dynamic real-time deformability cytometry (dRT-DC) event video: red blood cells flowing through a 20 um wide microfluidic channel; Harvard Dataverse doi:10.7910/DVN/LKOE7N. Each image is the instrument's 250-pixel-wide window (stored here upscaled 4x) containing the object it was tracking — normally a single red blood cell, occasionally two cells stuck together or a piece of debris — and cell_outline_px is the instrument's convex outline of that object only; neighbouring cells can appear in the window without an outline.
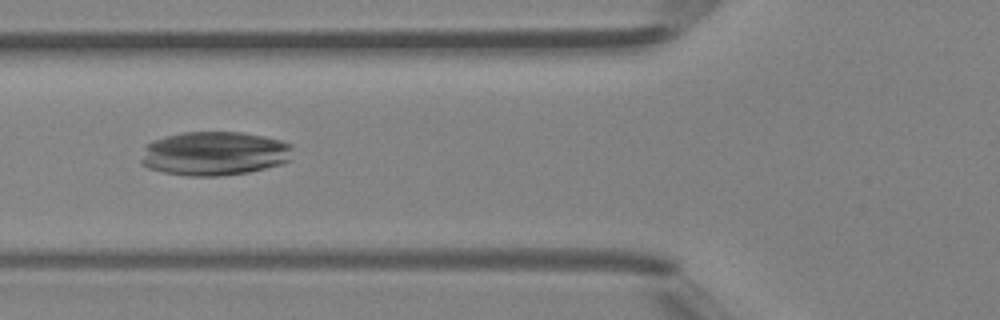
{"species": "Egyptian fruit bat (a non-hibernating species)", "species_latin": "Rousettus aegyptiacus", "temperature_condition": "room temperature", "stored_images_in_passage": 27, "camera_frame_rate_fps": 3000, "um_per_image_px": 0.085, "animal": {"sex": "female"}, "frame": {"image": 1, "passage_image": 5, "time_ms": 1.333, "image_size_px": [1000, 320], "cell_outline_px": [[292, 160], [280, 164], [248, 172], [216, 176], [188, 176], [164, 172], [148, 168], [140, 164], [140, 160], [144, 148], [152, 140], [164, 136], [184, 132], [240, 132], [264, 136], [280, 140], [292, 144]], "centroid_in_image_um": [18.22, 13.04], "position_along_channel_um": 107.6, "area_um2": 39.13}}
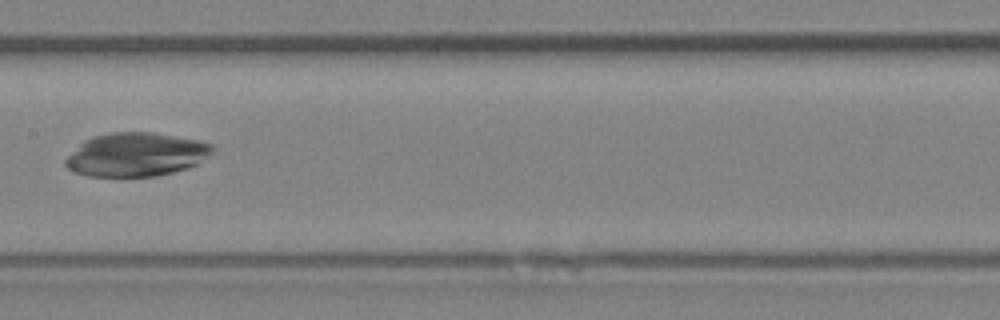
{"frame": {"image": 2, "passage_image": 11, "time_ms": 3.333, "image_size_px": [1000, 320], "cell_outline_px": [[216, 148], [212, 152], [196, 164], [188, 168], [156, 176], [88, 176], [72, 172], [64, 164], [64, 160], [84, 140], [92, 136], [108, 132], [152, 132], [196, 140], [212, 144]], "centroid_in_image_um": [11.54, 13.13], "position_along_channel_um": 195.9, "area_um2": 37.28}}
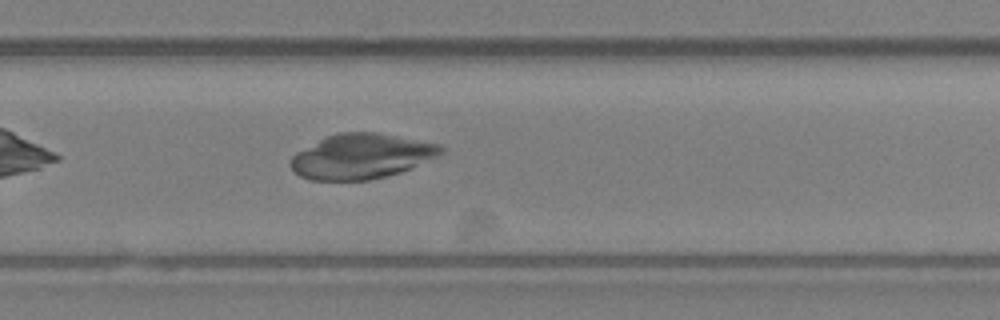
{"frame": {"image": 3, "passage_image": 18, "time_ms": 5.667, "image_size_px": [1000, 320], "cell_outline_px": [[444, 152], [412, 168], [400, 172], [368, 180], [312, 180], [300, 176], [292, 172], [288, 164], [292, 156], [296, 152], [324, 136], [340, 132], [376, 132], [440, 144], [444, 148]], "centroid_in_image_um": [30.66, 13.28], "position_along_channel_um": 299.1, "area_um2": 39.54}}